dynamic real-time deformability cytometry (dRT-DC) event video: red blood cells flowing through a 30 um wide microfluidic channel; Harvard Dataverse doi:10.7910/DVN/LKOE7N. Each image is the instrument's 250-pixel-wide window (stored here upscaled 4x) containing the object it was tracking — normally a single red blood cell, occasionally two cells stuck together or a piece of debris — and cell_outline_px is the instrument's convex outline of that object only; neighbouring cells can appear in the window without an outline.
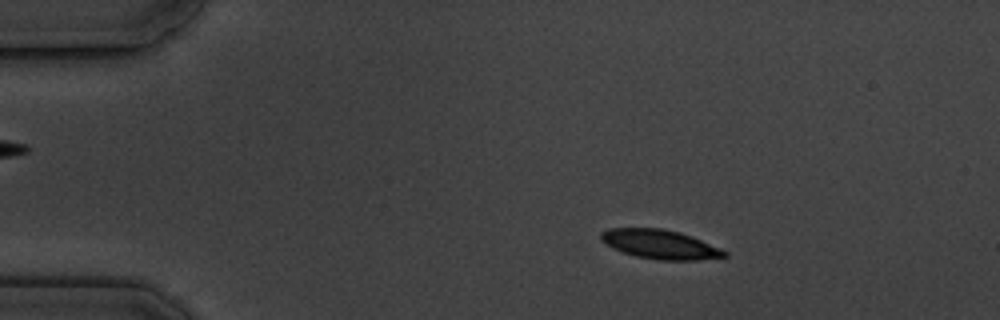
{"species": "common noctule bat (a hibernating species)", "species_latin": "Nyctalus noctula", "temperature_condition": "cold", "stored_images_in_passage": 4, "camera_frame_rate_fps": 3000, "um_per_image_px": 0.085, "animal": {"sex": "male", "body_mass_g": 19.5, "forearm_length_mm": 54.6}, "frame": {"image": 1, "passage_image": 2, "time_ms": 2.0, "image_size_px": [1000, 320], "cell_outline_px": [[728, 256], [696, 260], [660, 260], [636, 256], [612, 248], [600, 240], [600, 232], [608, 228], [660, 228], [680, 232], [692, 236], [720, 248], [728, 252]], "centroid_in_image_um": [56.09, 20.76], "position_along_channel_um": 28.9, "area_um2": 20.98}}